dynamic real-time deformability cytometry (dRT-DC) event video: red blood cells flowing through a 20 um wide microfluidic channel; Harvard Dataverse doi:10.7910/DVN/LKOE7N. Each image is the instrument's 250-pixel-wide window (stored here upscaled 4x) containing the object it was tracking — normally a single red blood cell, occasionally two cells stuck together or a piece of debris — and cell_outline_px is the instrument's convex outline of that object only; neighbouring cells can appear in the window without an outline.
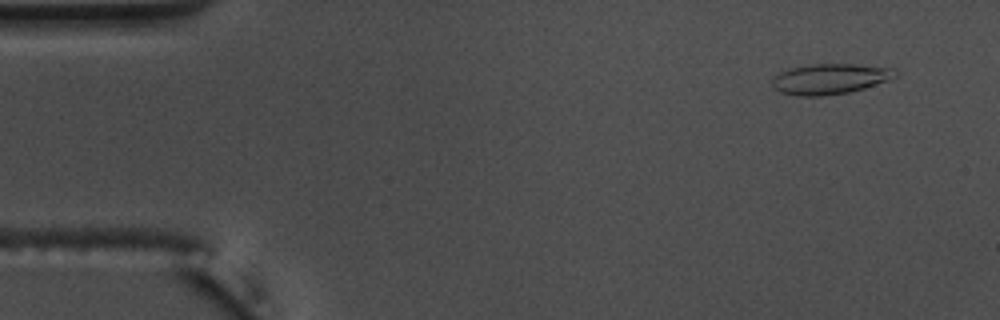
{"species": "common noctule bat (a hibernating species)", "species_latin": "Nyctalus noctula", "temperature_condition": "warm", "stored_images_in_passage": 9, "camera_frame_rate_fps": 3000, "um_per_image_px": 0.085, "animal": {"sex": "male", "body_mass_g": 17.5, "forearm_length_mm": 52.3}, "frame": {"image": 1, "passage_image": 4, "time_ms": 1.0, "image_size_px": [1000, 320], "cell_outline_px": [[896, 76], [888, 80], [864, 88], [848, 92], [824, 96], [800, 96], [780, 92], [772, 88], [772, 80], [780, 72], [788, 68], [804, 64], [856, 64], [896, 68]], "centroid_in_image_um": [70.52, 6.69], "position_along_channel_um": 14.5, "area_um2": 22.02}}